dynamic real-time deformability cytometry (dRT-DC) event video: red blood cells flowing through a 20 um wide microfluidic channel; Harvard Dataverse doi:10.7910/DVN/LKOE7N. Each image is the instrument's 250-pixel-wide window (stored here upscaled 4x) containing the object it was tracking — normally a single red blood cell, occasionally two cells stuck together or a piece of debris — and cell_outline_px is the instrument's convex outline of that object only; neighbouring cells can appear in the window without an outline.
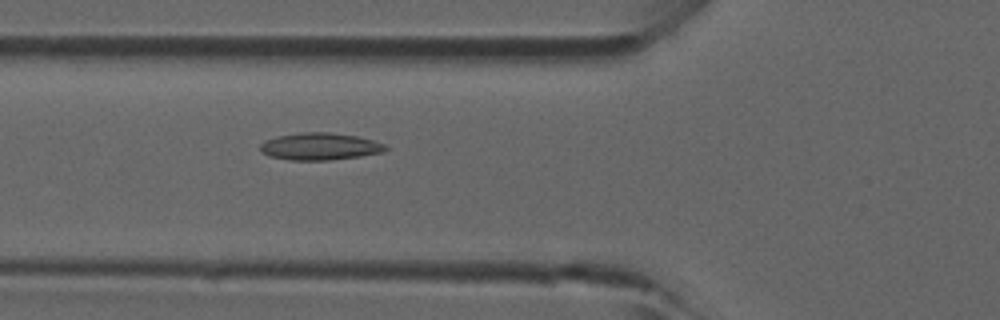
{"species": "common noctule bat (a hibernating species)", "species_latin": "Nyctalus noctula", "temperature_condition": "room temperature", "stored_images_in_passage": 41, "camera_frame_rate_fps": 3000, "um_per_image_px": 0.085, "animal": {"sex": "male", "forearm_length_mm": 52.5}, "frame": {"image": 1, "passage_image": 12, "time_ms": 3.667, "image_size_px": [1000, 320], "cell_outline_px": [[388, 148], [384, 152], [360, 156], [332, 160], [288, 160], [268, 156], [260, 152], [260, 144], [264, 140], [276, 136], [300, 132], [328, 132], [356, 136], [372, 140], [384, 144]], "centroid_in_image_um": [27.14, 12.45], "position_along_channel_um": 98.7, "area_um2": 20.0}}
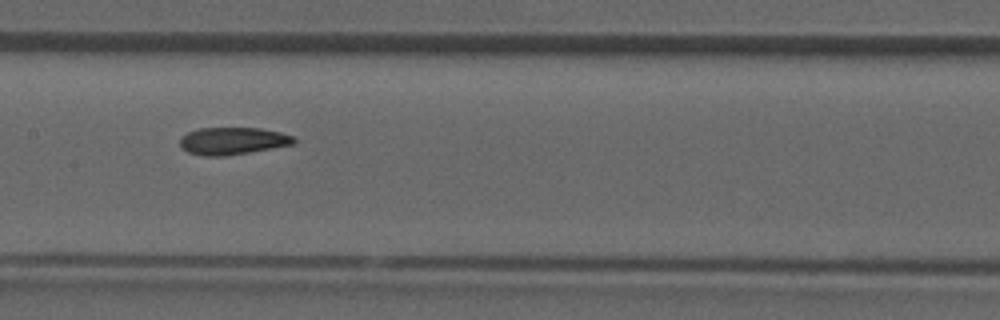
{"frame": {"image": 2, "passage_image": 18, "time_ms": 5.667, "image_size_px": [1000, 320], "cell_outline_px": [[296, 144], [224, 156], [204, 156], [188, 152], [180, 144], [180, 136], [188, 132], [200, 128], [260, 128], [280, 132], [296, 136]], "centroid_in_image_um": [19.81, 11.97], "position_along_channel_um": 187.6, "area_um2": 18.15}}